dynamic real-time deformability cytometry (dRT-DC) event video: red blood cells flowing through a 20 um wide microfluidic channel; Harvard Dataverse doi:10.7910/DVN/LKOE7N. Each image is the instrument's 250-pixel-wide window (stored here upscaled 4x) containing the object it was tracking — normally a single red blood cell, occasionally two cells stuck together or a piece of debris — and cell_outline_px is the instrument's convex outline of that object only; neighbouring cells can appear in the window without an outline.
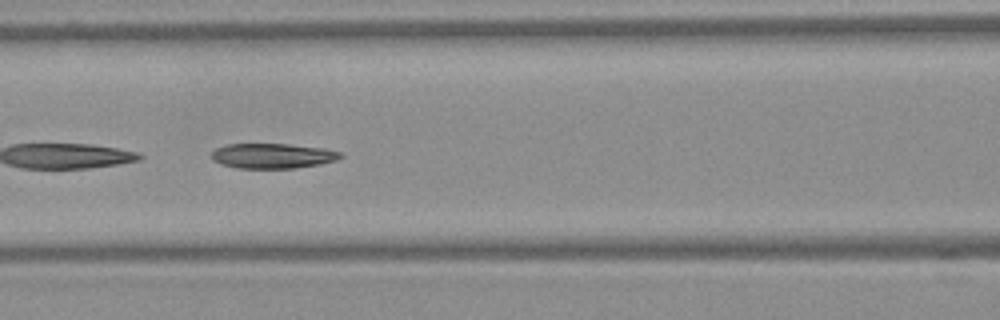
{"species": "Egyptian fruit bat (a non-hibernating species)", "species_latin": "Rousettus aegyptiacus", "temperature_condition": "warm", "stored_images_in_passage": 6, "camera_frame_rate_fps": 3000, "um_per_image_px": 0.085, "frame": {"image": 1, "passage_image": 5, "time_ms": 1.333, "image_size_px": [1000, 320], "cell_outline_px": [[344, 156], [336, 160], [320, 164], [292, 168], [240, 168], [224, 164], [212, 160], [212, 152], [216, 148], [228, 144], [288, 144], [324, 148], [340, 152]], "centroid_in_image_um": [23.2, 13.24], "position_along_channel_um": 143.4, "area_um2": 18.61}}
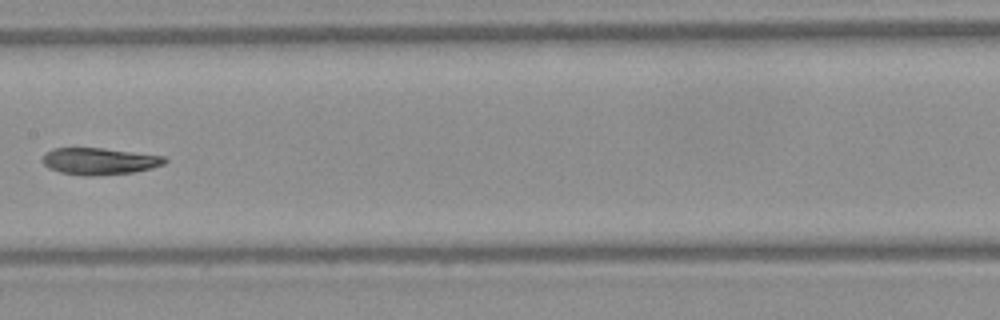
{"frame": {"image": 2, "passage_image": 6, "time_ms": 1.667, "image_size_px": [1000, 320], "cell_outline_px": [[168, 160], [164, 164], [152, 168], [132, 172], [92, 176], [84, 176], [60, 172], [48, 168], [40, 160], [44, 152], [52, 148], [104, 148], [164, 156]], "centroid_in_image_um": [8.4, 13.7], "position_along_channel_um": 199.0, "area_um2": 19.25}}